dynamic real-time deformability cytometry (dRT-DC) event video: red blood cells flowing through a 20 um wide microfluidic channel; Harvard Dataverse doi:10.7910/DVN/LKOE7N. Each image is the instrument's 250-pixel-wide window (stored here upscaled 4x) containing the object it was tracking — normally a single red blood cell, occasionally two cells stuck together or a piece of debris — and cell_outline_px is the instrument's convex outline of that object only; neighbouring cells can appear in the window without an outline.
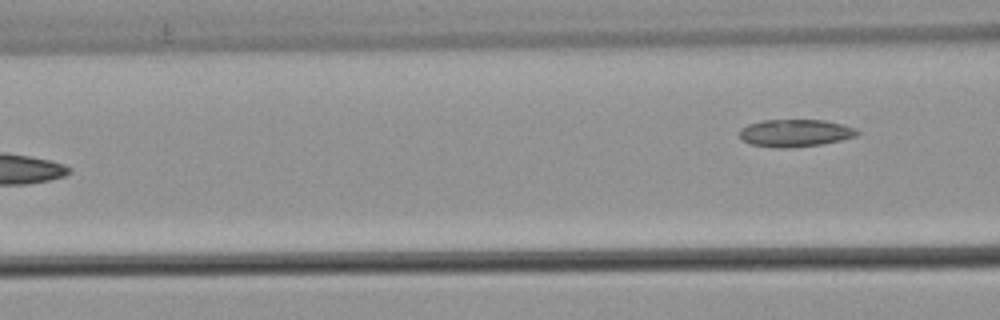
{"species": "common noctule bat (a hibernating species)", "species_latin": "Nyctalus noctula", "temperature_condition": "warm", "stored_images_in_passage": 7, "camera_frame_rate_fps": 3000, "um_per_image_px": 0.085, "animal": {"sex": "male", "body_mass_g": 21.5, "forearm_length_mm": 52.0}, "frame": {"image": 1, "passage_image": 7, "time_ms": 2.0, "image_size_px": [1000, 320], "cell_outline_px": [[860, 132], [856, 136], [840, 140], [820, 144], [788, 148], [780, 148], [752, 144], [744, 140], [740, 136], [740, 128], [748, 124], [764, 120], [824, 120], [856, 128]], "centroid_in_image_um": [67.59, 11.3], "position_along_channel_um": 99.0, "area_um2": 18.55}}